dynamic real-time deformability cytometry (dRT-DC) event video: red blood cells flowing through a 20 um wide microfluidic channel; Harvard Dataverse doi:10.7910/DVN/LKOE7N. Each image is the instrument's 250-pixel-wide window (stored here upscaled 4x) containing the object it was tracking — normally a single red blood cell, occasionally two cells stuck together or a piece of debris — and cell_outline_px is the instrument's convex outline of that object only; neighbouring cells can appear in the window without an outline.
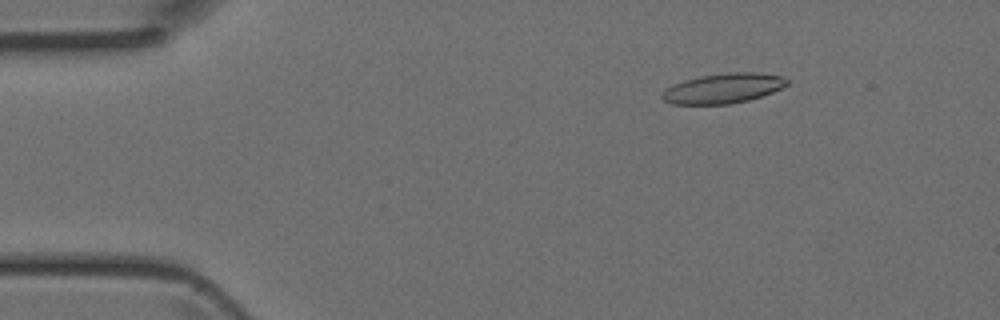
{"species": "Egyptian fruit bat (a non-hibernating species)", "species_latin": "Rousettus aegyptiacus", "temperature_condition": "room temperature", "stored_images_in_passage": 4, "camera_frame_rate_fps": 3000, "um_per_image_px": 0.085, "animal": {"sex": "female"}, "frame": {"image": 1, "passage_image": 1, "time_ms": 0.0, "image_size_px": [1000, 320], "cell_outline_px": [[788, 84], [772, 92], [748, 100], [728, 104], [672, 104], [664, 100], [660, 96], [664, 88], [672, 84], [684, 80], [700, 76], [728, 72], [760, 72], [784, 76], [788, 80]], "centroid_in_image_um": [61.45, 7.49], "position_along_channel_um": 23.6, "area_um2": 21.91}}
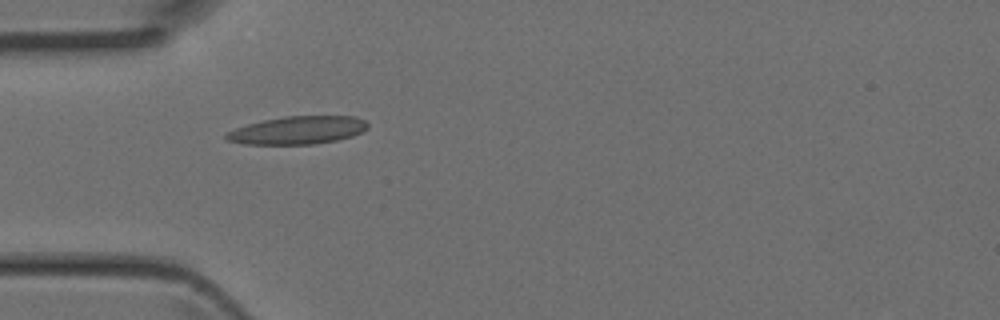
{"frame": {"image": 2, "passage_image": 3, "time_ms": 0.667, "image_size_px": [1000, 320], "cell_outline_px": [[368, 128], [352, 136], [336, 140], [312, 144], [244, 144], [228, 140], [224, 136], [228, 132], [236, 128], [248, 124], [264, 120], [284, 116], [356, 116], [364, 120], [368, 124]], "centroid_in_image_um": [25.32, 11.06], "position_along_channel_um": 59.7, "area_um2": 22.83}}
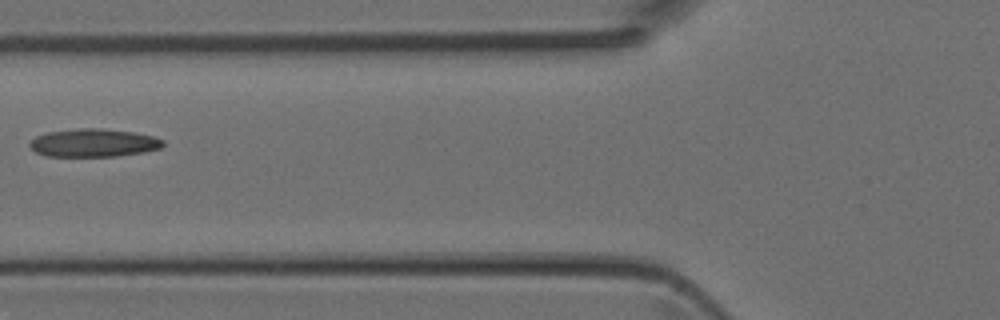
{"frame": {"image": 3, "passage_image": 4, "time_ms": 1.0, "image_size_px": [1000, 320], "cell_outline_px": [[164, 144], [160, 148], [144, 152], [116, 156], [44, 156], [36, 152], [28, 144], [36, 136], [48, 132], [80, 128], [100, 128], [132, 132], [152, 136], [164, 140]], "centroid_in_image_um": [7.95, 12.14], "position_along_channel_um": 117.9, "area_um2": 21.68}}